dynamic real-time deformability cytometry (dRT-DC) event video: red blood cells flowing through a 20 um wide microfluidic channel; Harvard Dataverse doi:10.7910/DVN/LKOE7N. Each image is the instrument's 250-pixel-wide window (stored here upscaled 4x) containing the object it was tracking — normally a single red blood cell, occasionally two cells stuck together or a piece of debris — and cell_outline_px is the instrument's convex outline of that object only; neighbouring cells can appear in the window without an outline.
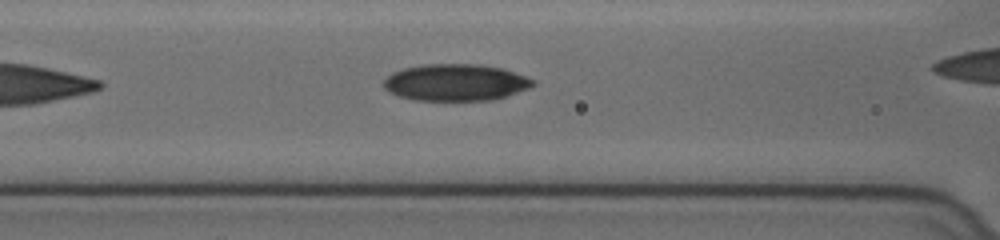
{"species": "human", "species_latin": "Homo sapiens", "temperature_condition": "cold", "stored_images_in_passage": 38, "camera_frame_rate_fps": 3000, "um_per_image_px": 0.085, "donor": {"sex": "female"}, "frame": {"image": 1, "passage_image": 8, "time_ms": 2.333, "image_size_px": [1000, 240], "cell_outline_px": [[536, 84], [528, 88], [508, 96], [492, 100], [412, 100], [388, 92], [384, 88], [384, 80], [392, 72], [404, 68], [424, 64], [480, 64], [500, 68], [536, 80]], "centroid_in_image_um": [38.72, 7.01], "position_along_channel_um": 127.9, "area_um2": 31.96}}
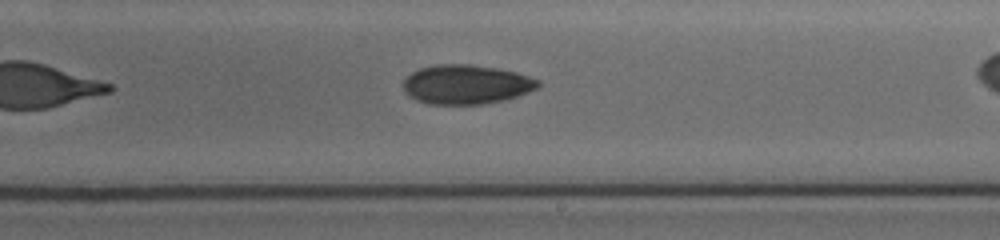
{"frame": {"image": 2, "passage_image": 18, "time_ms": 5.667, "image_size_px": [1000, 240], "cell_outline_px": [[540, 84], [536, 88], [516, 96], [504, 100], [480, 104], [428, 104], [416, 100], [408, 96], [404, 92], [404, 80], [412, 72], [420, 68], [436, 64], [472, 64], [496, 68], [516, 72], [540, 80]], "centroid_in_image_um": [39.6, 7.17], "position_along_channel_um": 249.4, "area_um2": 30.81}}
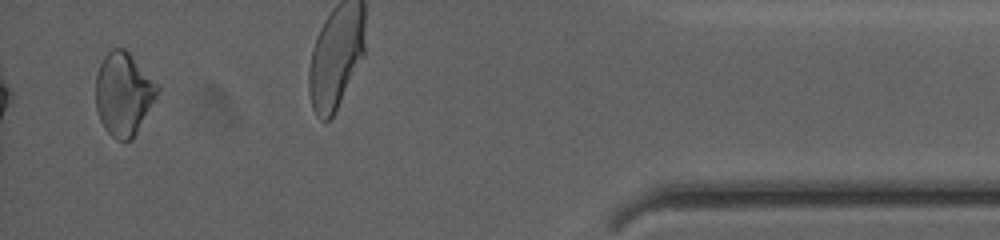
{"frame": {"image": 3, "passage_image": 37, "time_ms": 12.0, "image_size_px": [1000, 240], "cell_outline_px": [[160, 88], [156, 96], [132, 140], [116, 140], [104, 128], [100, 120], [96, 108], [96, 76], [100, 64], [104, 56], [112, 48], [124, 48], [160, 84]], "centroid_in_image_um": [10.5, 7.96], "position_along_channel_um": 424.7, "area_um2": 29.71}, "authors_computed_cell_mechanics": {"area_um2": 30.345, "velocity_mm_per_s": 3.65, "shape_relaxation_time_tau1_ms": 3.1214, "shape_relaxation_time_tau2_ms": null, "deformation_change_tau1": 0.0831, "deformation_change_tau2": null}}